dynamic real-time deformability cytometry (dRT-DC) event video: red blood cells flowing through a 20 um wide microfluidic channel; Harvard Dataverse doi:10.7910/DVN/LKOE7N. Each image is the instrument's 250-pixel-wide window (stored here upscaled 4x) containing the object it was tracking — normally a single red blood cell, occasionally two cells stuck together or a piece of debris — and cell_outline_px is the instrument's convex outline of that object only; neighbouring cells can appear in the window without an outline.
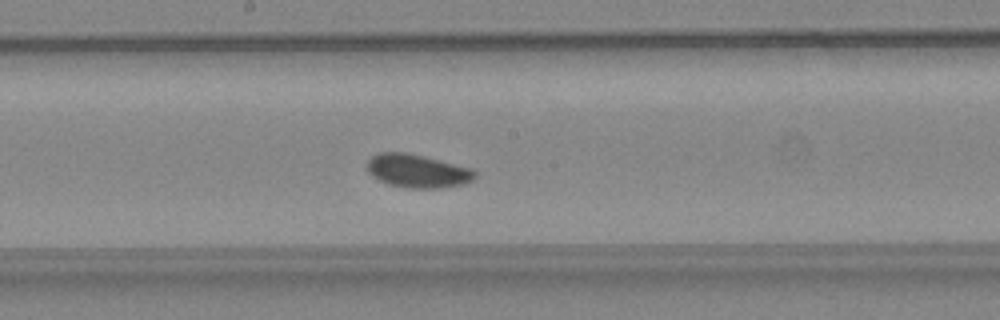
{"species": "common noctule bat (a hibernating species)", "species_latin": "Nyctalus noctula", "temperature_condition": "warm", "stored_images_in_passage": 20, "camera_frame_rate_fps": 3000, "um_per_image_px": 0.085, "animal": {"sex": "female", "body_mass_g": 24.6, "forearm_length_mm": 56.2}, "frame": {"image": 1, "passage_image": 11, "time_ms": 3.333, "image_size_px": [1000, 320], "cell_outline_px": [[476, 176], [472, 180], [464, 184], [440, 188], [408, 188], [388, 184], [372, 176], [368, 172], [368, 160], [372, 156], [380, 152], [408, 152], [472, 168], [476, 172]], "centroid_in_image_um": [35.5, 14.53], "position_along_channel_um": 212.7, "area_um2": 20.98}}
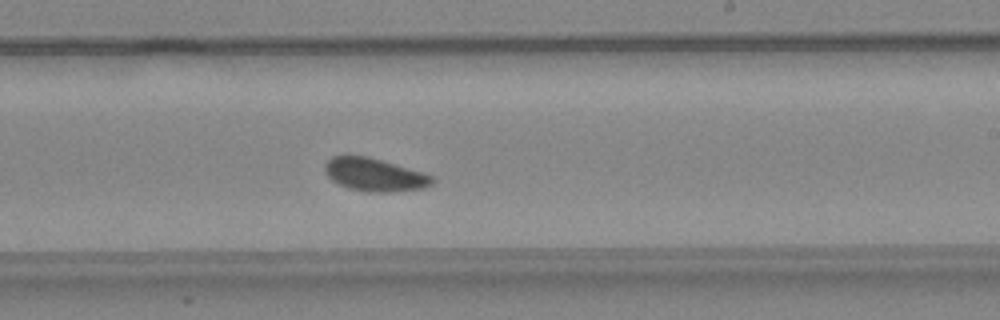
{"frame": {"image": 2, "passage_image": 14, "time_ms": 4.333, "image_size_px": [1000, 320], "cell_outline_px": [[436, 180], [432, 184], [424, 188], [388, 192], [368, 192], [348, 188], [332, 180], [324, 172], [324, 164], [332, 156], [368, 156], [424, 172], [432, 176]], "centroid_in_image_um": [31.85, 14.85], "position_along_channel_um": 257.1, "area_um2": 20.69}}
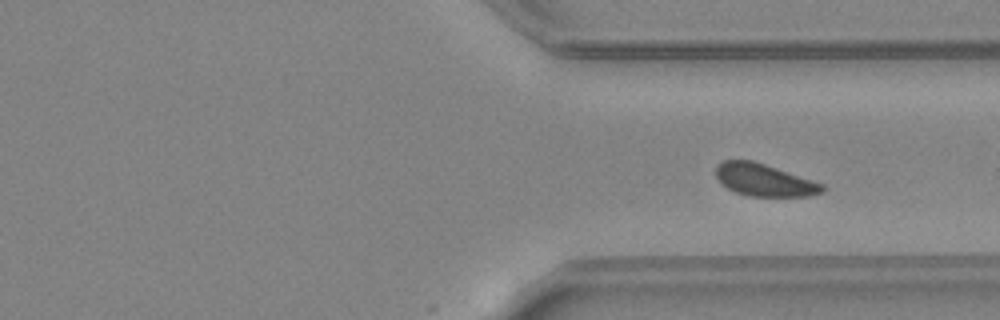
{"frame": {"image": 3, "passage_image": 20, "time_ms": 6.333, "image_size_px": [1000, 320], "cell_outline_px": [[828, 188], [824, 192], [808, 196], [748, 196], [736, 192], [720, 184], [716, 180], [716, 164], [724, 160], [752, 160], [824, 184]], "centroid_in_image_um": [64.94, 15.31], "position_along_channel_um": 346.5, "area_um2": 20.11}}